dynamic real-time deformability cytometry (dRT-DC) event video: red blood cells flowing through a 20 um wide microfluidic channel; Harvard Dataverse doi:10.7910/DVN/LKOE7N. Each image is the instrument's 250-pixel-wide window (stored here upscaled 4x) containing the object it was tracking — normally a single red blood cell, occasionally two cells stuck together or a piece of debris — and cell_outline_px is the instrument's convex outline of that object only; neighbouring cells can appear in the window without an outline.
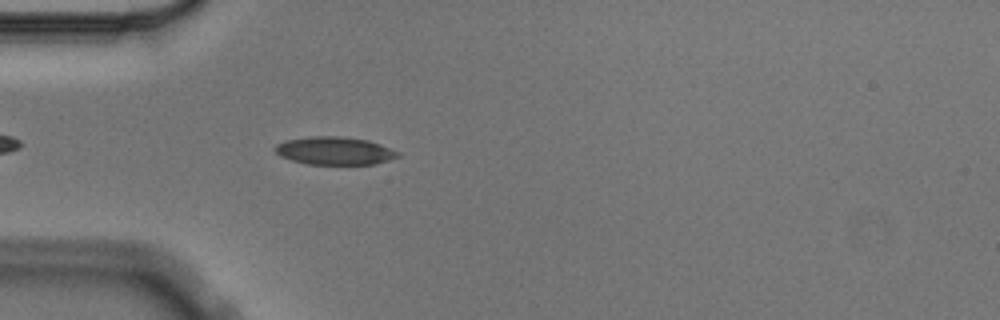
{"species": "Egyptian fruit bat (a non-hibernating species)", "species_latin": "Rousettus aegyptiacus", "temperature_condition": "cold", "stored_images_in_passage": 4, "camera_frame_rate_fps": 3000, "um_per_image_px": 0.085, "animal": {"sex": "male"}, "frame": {"image": 1, "passage_image": 4, "time_ms": 1.0, "image_size_px": [1000, 320], "cell_outline_px": [[400, 156], [376, 164], [308, 164], [292, 160], [280, 156], [272, 148], [276, 144], [284, 140], [312, 136], [336, 136], [368, 140], [380, 144], [400, 152]], "centroid_in_image_um": [28.42, 12.81], "position_along_channel_um": 56.6, "area_um2": 20.0}}